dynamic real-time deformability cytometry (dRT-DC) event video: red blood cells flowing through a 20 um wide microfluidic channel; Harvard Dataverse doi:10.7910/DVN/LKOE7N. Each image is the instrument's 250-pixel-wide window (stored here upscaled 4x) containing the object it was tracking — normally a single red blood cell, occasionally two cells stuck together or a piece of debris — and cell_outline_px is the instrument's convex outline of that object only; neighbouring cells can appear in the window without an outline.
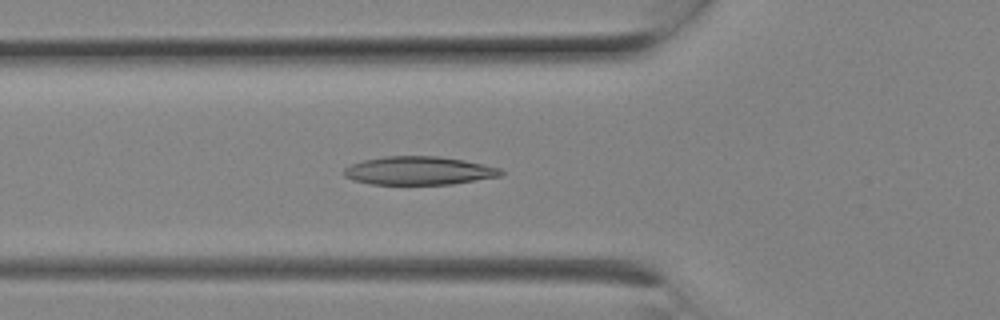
{"species": "Egyptian fruit bat (a non-hibernating species)", "species_latin": "Rousettus aegyptiacus", "temperature_condition": "room temperature", "stored_images_in_passage": 8, "camera_frame_rate_fps": 3000, "um_per_image_px": 0.085, "animal": {"sex": "female"}, "frame": {"image": 1, "passage_image": 8, "time_ms": 2.333, "image_size_px": [1000, 320], "cell_outline_px": [[504, 172], [500, 176], [452, 184], [372, 184], [352, 180], [344, 176], [344, 168], [352, 164], [364, 160], [384, 156], [440, 156], [464, 160], [500, 168]], "centroid_in_image_um": [35.59, 14.5], "position_along_channel_um": 90.2, "area_um2": 25.84}}